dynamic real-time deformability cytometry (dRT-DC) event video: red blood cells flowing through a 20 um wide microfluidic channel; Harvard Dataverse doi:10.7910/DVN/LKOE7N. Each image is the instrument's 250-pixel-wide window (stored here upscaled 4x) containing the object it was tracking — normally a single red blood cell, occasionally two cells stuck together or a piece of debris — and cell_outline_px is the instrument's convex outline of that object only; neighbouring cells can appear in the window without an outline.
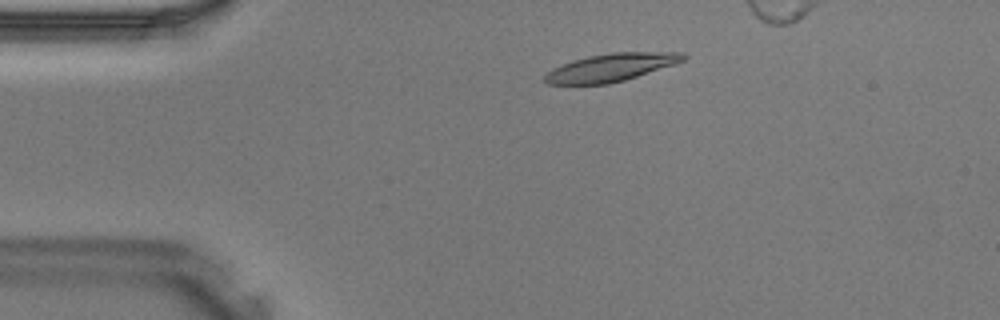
{"species": "Egyptian fruit bat (a non-hibernating species)", "species_latin": "Rousettus aegyptiacus", "temperature_condition": "warm", "stored_images_in_passage": 31, "camera_frame_rate_fps": 3000, "um_per_image_px": 0.085, "animal": {"sex": "male"}, "frame": {"image": 1, "passage_image": 4, "time_ms": 1.0, "image_size_px": [1000, 320], "cell_outline_px": [[688, 56], [684, 60], [676, 64], [624, 80], [608, 84], [548, 84], [544, 80], [544, 76], [552, 68], [572, 60], [588, 56], [612, 52], [684, 52]], "centroid_in_image_um": [51.96, 5.72], "position_along_channel_um": 33.0, "area_um2": 22.48}}
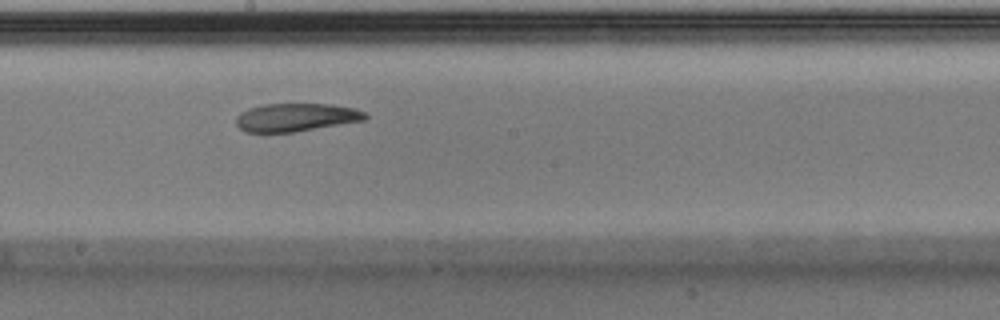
{"frame": {"image": 2, "passage_image": 18, "time_ms": 5.667, "image_size_px": [1000, 320], "cell_outline_px": [[368, 116], [364, 120], [292, 132], [244, 132], [236, 124], [236, 116], [240, 112], [248, 108], [264, 104], [332, 104], [356, 108], [364, 112]], "centroid_in_image_um": [25.13, 9.96], "position_along_channel_um": 223.1, "area_um2": 21.1}}
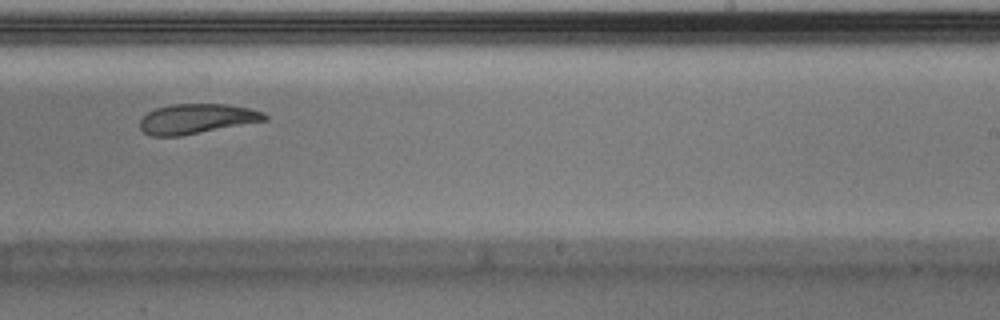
{"frame": {"image": 3, "passage_image": 21, "time_ms": 6.667, "image_size_px": [1000, 320], "cell_outline_px": [[268, 120], [180, 136], [152, 136], [144, 132], [140, 128], [140, 120], [148, 112], [156, 108], [172, 104], [228, 104], [248, 108], [264, 112], [268, 116]], "centroid_in_image_um": [16.73, 10.09], "position_along_channel_um": 272.3, "area_um2": 21.68}}